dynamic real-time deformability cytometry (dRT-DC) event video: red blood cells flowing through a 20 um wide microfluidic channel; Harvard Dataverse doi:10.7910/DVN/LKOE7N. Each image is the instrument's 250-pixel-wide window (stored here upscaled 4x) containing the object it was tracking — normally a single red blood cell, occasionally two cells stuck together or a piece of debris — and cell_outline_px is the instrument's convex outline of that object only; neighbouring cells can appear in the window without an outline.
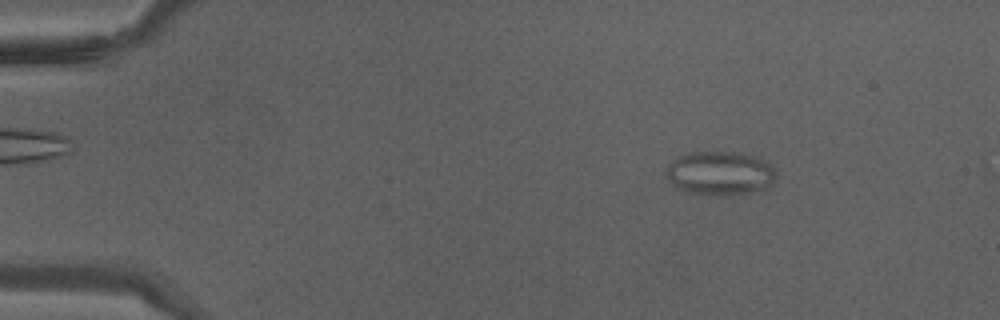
{"species": "Egyptian fruit bat (a non-hibernating species)", "species_latin": "Rousettus aegyptiacus", "temperature_condition": "warm", "stored_images_in_passage": 40, "camera_frame_rate_fps": 3000, "um_per_image_px": 0.085, "animal": {"sex": "male"}, "frame": {"image": 1, "passage_image": 6, "time_ms": 1.667, "image_size_px": [1000, 320], "cell_outline_px": [[776, 180], [768, 188], [752, 192], [720, 196], [716, 196], [684, 192], [672, 188], [664, 176], [664, 168], [676, 156], [688, 152], [740, 152], [764, 160], [776, 172]], "centroid_in_image_um": [61.1, 14.74], "position_along_channel_um": 23.9, "area_um2": 29.02}}
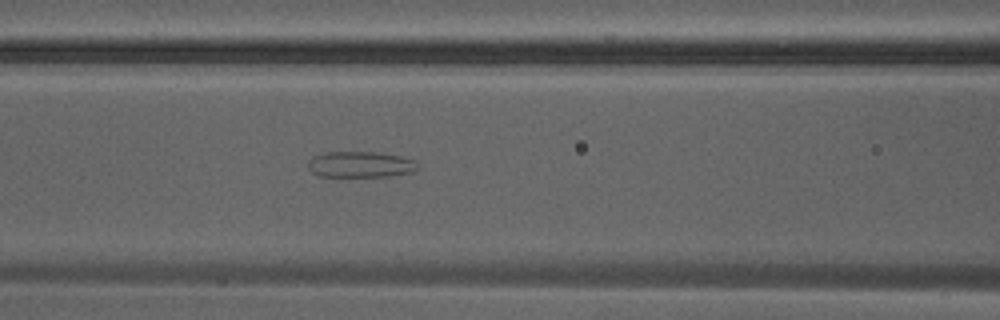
{"frame": {"image": 2, "passage_image": 18, "time_ms": 5.667, "image_size_px": [1000, 320], "cell_outline_px": [[416, 168], [412, 172], [388, 176], [320, 176], [312, 172], [308, 168], [308, 160], [312, 156], [324, 152], [380, 152], [400, 156], [416, 160]], "centroid_in_image_um": [30.6, 13.96], "position_along_channel_um": 136.0, "area_um2": 16.59}}
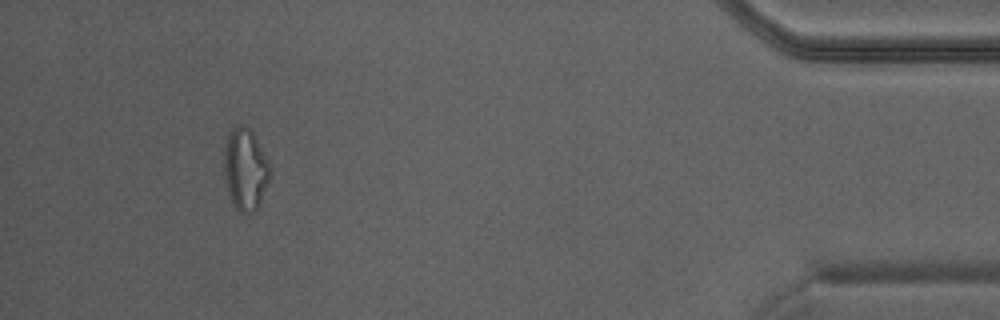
{"frame": {"image": 3, "passage_image": 38, "time_ms": 12.333, "image_size_px": [1000, 320], "cell_outline_px": [[272, 176], [260, 204], [248, 216], [240, 212], [236, 208], [228, 192], [224, 176], [224, 152], [228, 132], [236, 124], [240, 124], [248, 128], [252, 132], [272, 168]], "centroid_in_image_um": [20.87, 14.41], "position_along_channel_um": 414.3, "area_um2": 22.2}}